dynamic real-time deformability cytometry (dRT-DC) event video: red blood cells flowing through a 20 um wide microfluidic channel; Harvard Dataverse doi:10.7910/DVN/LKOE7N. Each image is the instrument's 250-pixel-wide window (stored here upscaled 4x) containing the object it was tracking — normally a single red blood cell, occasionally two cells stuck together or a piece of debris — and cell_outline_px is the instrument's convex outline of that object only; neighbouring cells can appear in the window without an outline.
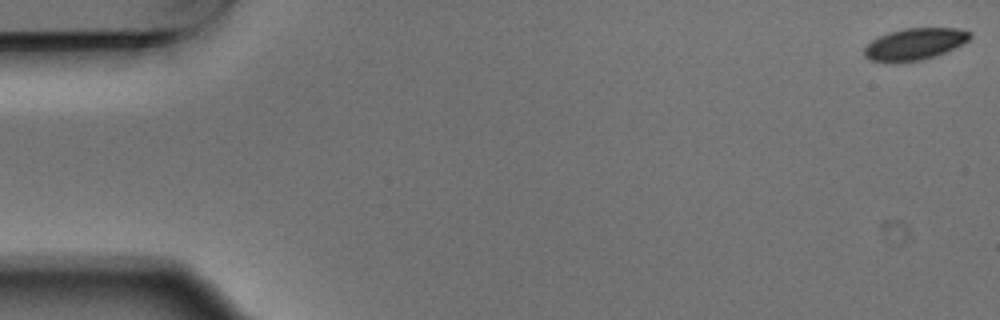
{"species": "Egyptian fruit bat (a non-hibernating species)", "species_latin": "Rousettus aegyptiacus", "temperature_condition": "warm", "stored_images_in_passage": 5, "camera_frame_rate_fps": 3000, "um_per_image_px": 0.085, "animal": {"sex": "male"}, "frame": {"image": 1, "passage_image": 1, "time_ms": 0.0, "image_size_px": [1000, 320], "cell_outline_px": [[972, 36], [964, 44], [944, 52], [920, 60], [896, 64], [868, 60], [864, 56], [864, 48], [872, 40], [888, 32], [904, 28], [956, 28], [972, 32]], "centroid_in_image_um": [77.72, 3.76], "position_along_channel_um": 7.3, "area_um2": 19.77}}
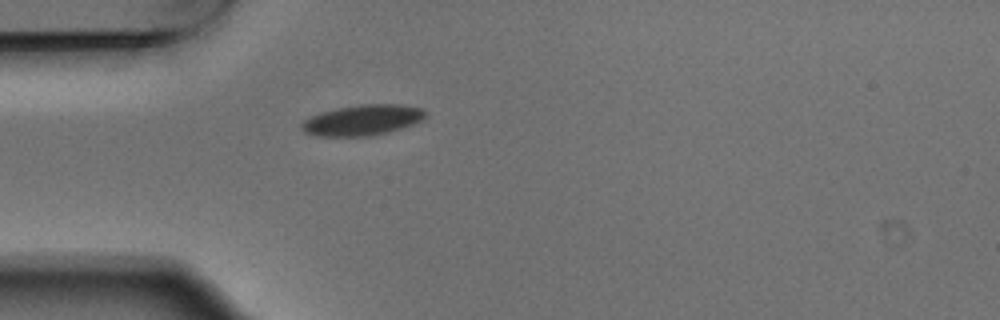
{"frame": {"image": 2, "passage_image": 5, "time_ms": 1.333, "image_size_px": [1000, 320], "cell_outline_px": [[428, 112], [420, 120], [412, 124], [400, 128], [368, 136], [316, 136], [304, 132], [300, 128], [300, 124], [304, 120], [320, 112], [336, 108], [360, 104], [400, 104], [424, 108]], "centroid_in_image_um": [30.78, 10.19], "position_along_channel_um": 54.2, "area_um2": 22.02}}